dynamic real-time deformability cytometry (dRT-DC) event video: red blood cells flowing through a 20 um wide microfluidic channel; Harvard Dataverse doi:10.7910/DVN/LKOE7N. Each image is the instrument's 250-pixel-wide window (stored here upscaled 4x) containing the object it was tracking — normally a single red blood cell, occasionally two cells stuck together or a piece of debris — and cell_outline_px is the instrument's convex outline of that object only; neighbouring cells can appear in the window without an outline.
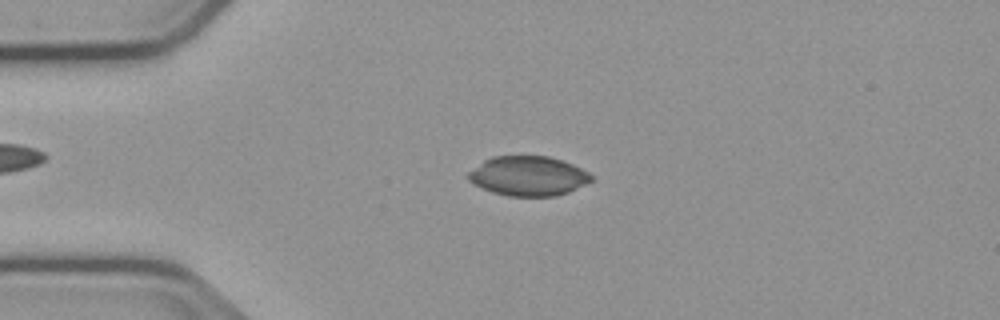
{"species": "common noctule bat (a hibernating species)", "species_latin": "Nyctalus noctula", "temperature_condition": "cold", "stored_images_in_passage": 54, "camera_frame_rate_fps": 3000, "um_per_image_px": 0.085, "animal": {"sex": "male", "body_mass_g": 23.1, "forearm_length_mm": 52.7}, "frame": {"image": 1, "passage_image": 12, "time_ms": 3.667, "image_size_px": [1000, 320], "cell_outline_px": [[592, 180], [568, 192], [556, 196], [508, 196], [492, 192], [472, 184], [468, 180], [468, 172], [484, 160], [492, 156], [548, 156], [572, 164], [588, 172], [592, 176]], "centroid_in_image_um": [44.86, 14.96], "position_along_channel_um": 40.1, "area_um2": 28.26}}
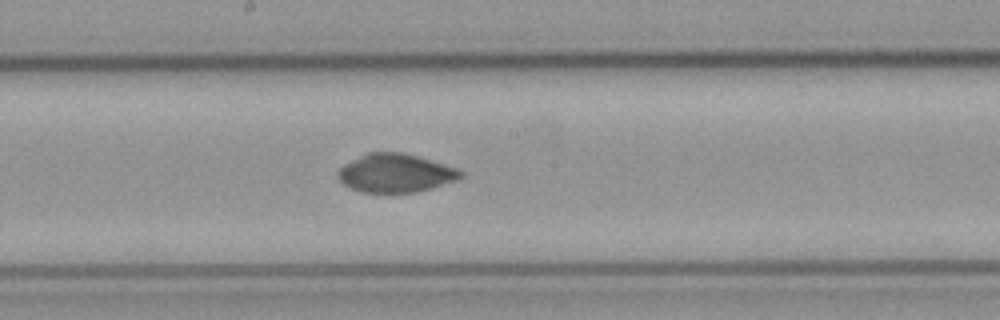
{"frame": {"image": 2, "passage_image": 28, "time_ms": 9.0, "image_size_px": [1000, 320], "cell_outline_px": [[464, 176], [460, 180], [416, 192], [360, 192], [344, 184], [336, 176], [336, 172], [344, 164], [368, 152], [400, 152], [416, 156], [456, 168], [464, 172]], "centroid_in_image_um": [33.62, 14.72], "position_along_channel_um": 214.6, "area_um2": 27.4}}
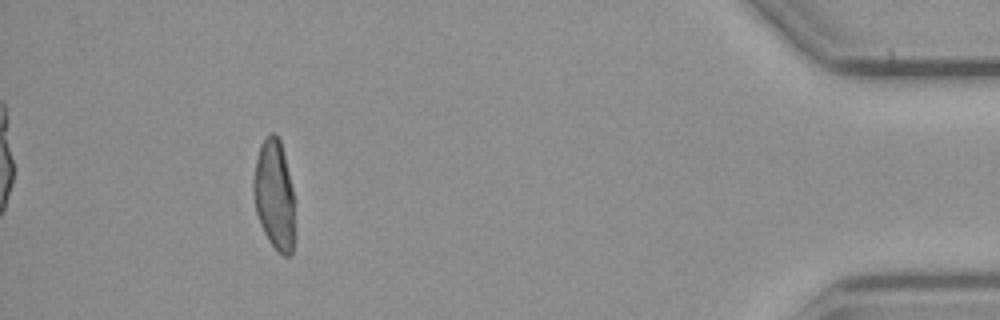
{"frame": {"image": 3, "passage_image": 49, "time_ms": 16.0, "image_size_px": [1000, 320], "cell_outline_px": [[292, 256], [284, 256], [268, 240], [260, 224], [256, 212], [252, 192], [252, 180], [256, 160], [260, 144], [272, 132], [276, 132], [280, 140], [292, 188]], "centroid_in_image_um": [23.26, 16.52], "position_along_channel_um": 411.9, "area_um2": 25.78}, "authors_computed_cell_mechanics": {"area_um2": 27.8307, "velocity_mm_per_s": 3.752, "shape_relaxation_time_tau1_ms": null, "shape_relaxation_time_tau2_ms": 3.3753, "deformation_change_tau1": null, "deformation_change_tau2": 0.0455}}